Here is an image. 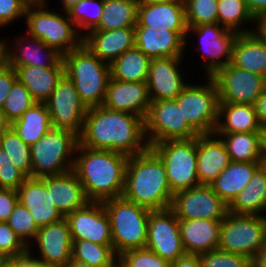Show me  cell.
Wrapping results in <instances>:
<instances>
[{
  "mask_svg": "<svg viewBox=\"0 0 266 267\" xmlns=\"http://www.w3.org/2000/svg\"><path fill=\"white\" fill-rule=\"evenodd\" d=\"M223 142L234 162H263L261 132L215 133ZM219 134V135H218Z\"/></svg>",
  "mask_w": 266,
  "mask_h": 267,
  "instance_id": "36",
  "label": "cell"
},
{
  "mask_svg": "<svg viewBox=\"0 0 266 267\" xmlns=\"http://www.w3.org/2000/svg\"><path fill=\"white\" fill-rule=\"evenodd\" d=\"M16 80L17 73L14 68L7 65L0 71V110L3 109L5 100Z\"/></svg>",
  "mask_w": 266,
  "mask_h": 267,
  "instance_id": "51",
  "label": "cell"
},
{
  "mask_svg": "<svg viewBox=\"0 0 266 267\" xmlns=\"http://www.w3.org/2000/svg\"><path fill=\"white\" fill-rule=\"evenodd\" d=\"M30 0H0V26L10 23L18 17H25Z\"/></svg>",
  "mask_w": 266,
  "mask_h": 267,
  "instance_id": "49",
  "label": "cell"
},
{
  "mask_svg": "<svg viewBox=\"0 0 266 267\" xmlns=\"http://www.w3.org/2000/svg\"><path fill=\"white\" fill-rule=\"evenodd\" d=\"M83 44L100 60L111 64L126 50L136 46L135 27L91 30L83 34Z\"/></svg>",
  "mask_w": 266,
  "mask_h": 267,
  "instance_id": "23",
  "label": "cell"
},
{
  "mask_svg": "<svg viewBox=\"0 0 266 267\" xmlns=\"http://www.w3.org/2000/svg\"><path fill=\"white\" fill-rule=\"evenodd\" d=\"M231 64L266 78V44L255 33H239L232 53Z\"/></svg>",
  "mask_w": 266,
  "mask_h": 267,
  "instance_id": "29",
  "label": "cell"
},
{
  "mask_svg": "<svg viewBox=\"0 0 266 267\" xmlns=\"http://www.w3.org/2000/svg\"><path fill=\"white\" fill-rule=\"evenodd\" d=\"M3 258H4V257L0 254V262L3 260Z\"/></svg>",
  "mask_w": 266,
  "mask_h": 267,
  "instance_id": "67",
  "label": "cell"
},
{
  "mask_svg": "<svg viewBox=\"0 0 266 267\" xmlns=\"http://www.w3.org/2000/svg\"><path fill=\"white\" fill-rule=\"evenodd\" d=\"M220 102L254 105L266 89V78L229 63L213 76Z\"/></svg>",
  "mask_w": 266,
  "mask_h": 267,
  "instance_id": "14",
  "label": "cell"
},
{
  "mask_svg": "<svg viewBox=\"0 0 266 267\" xmlns=\"http://www.w3.org/2000/svg\"><path fill=\"white\" fill-rule=\"evenodd\" d=\"M6 41L0 40V71L7 66V45Z\"/></svg>",
  "mask_w": 266,
  "mask_h": 267,
  "instance_id": "59",
  "label": "cell"
},
{
  "mask_svg": "<svg viewBox=\"0 0 266 267\" xmlns=\"http://www.w3.org/2000/svg\"><path fill=\"white\" fill-rule=\"evenodd\" d=\"M136 26L177 32L185 41L188 26L184 2L139 3Z\"/></svg>",
  "mask_w": 266,
  "mask_h": 267,
  "instance_id": "22",
  "label": "cell"
},
{
  "mask_svg": "<svg viewBox=\"0 0 266 267\" xmlns=\"http://www.w3.org/2000/svg\"><path fill=\"white\" fill-rule=\"evenodd\" d=\"M245 3L255 19L266 16V0H245Z\"/></svg>",
  "mask_w": 266,
  "mask_h": 267,
  "instance_id": "53",
  "label": "cell"
},
{
  "mask_svg": "<svg viewBox=\"0 0 266 267\" xmlns=\"http://www.w3.org/2000/svg\"><path fill=\"white\" fill-rule=\"evenodd\" d=\"M218 24L226 27L231 31L238 33H252L255 31L240 30L239 25L252 20L255 22V17L251 14L246 6L245 0H218ZM244 21V22H243Z\"/></svg>",
  "mask_w": 266,
  "mask_h": 267,
  "instance_id": "39",
  "label": "cell"
},
{
  "mask_svg": "<svg viewBox=\"0 0 266 267\" xmlns=\"http://www.w3.org/2000/svg\"><path fill=\"white\" fill-rule=\"evenodd\" d=\"M63 9H65V12H67L71 7H73L77 2L80 0H61Z\"/></svg>",
  "mask_w": 266,
  "mask_h": 267,
  "instance_id": "63",
  "label": "cell"
},
{
  "mask_svg": "<svg viewBox=\"0 0 266 267\" xmlns=\"http://www.w3.org/2000/svg\"><path fill=\"white\" fill-rule=\"evenodd\" d=\"M30 40L34 43L29 45H22L23 38L17 39L16 48L19 49L17 52L9 51L7 45V65L14 68L25 66H35V67H57L63 61V54H61L57 49L48 46L46 43L40 39L28 35ZM36 42V43H35ZM36 44V45H35ZM19 51V52H18ZM45 51V55L41 56V52ZM42 52V53H43ZM43 58H46V62Z\"/></svg>",
  "mask_w": 266,
  "mask_h": 267,
  "instance_id": "28",
  "label": "cell"
},
{
  "mask_svg": "<svg viewBox=\"0 0 266 267\" xmlns=\"http://www.w3.org/2000/svg\"><path fill=\"white\" fill-rule=\"evenodd\" d=\"M254 107L261 127H266V89L258 97L254 104Z\"/></svg>",
  "mask_w": 266,
  "mask_h": 267,
  "instance_id": "52",
  "label": "cell"
},
{
  "mask_svg": "<svg viewBox=\"0 0 266 267\" xmlns=\"http://www.w3.org/2000/svg\"><path fill=\"white\" fill-rule=\"evenodd\" d=\"M222 220L179 219L186 254L200 255L218 249Z\"/></svg>",
  "mask_w": 266,
  "mask_h": 267,
  "instance_id": "25",
  "label": "cell"
},
{
  "mask_svg": "<svg viewBox=\"0 0 266 267\" xmlns=\"http://www.w3.org/2000/svg\"><path fill=\"white\" fill-rule=\"evenodd\" d=\"M46 188L50 191L52 202L64 217L84 208L90 202L73 170L60 175L46 176Z\"/></svg>",
  "mask_w": 266,
  "mask_h": 267,
  "instance_id": "27",
  "label": "cell"
},
{
  "mask_svg": "<svg viewBox=\"0 0 266 267\" xmlns=\"http://www.w3.org/2000/svg\"><path fill=\"white\" fill-rule=\"evenodd\" d=\"M72 240H88L100 245H113L108 214L102 202H89L84 208L65 217Z\"/></svg>",
  "mask_w": 266,
  "mask_h": 267,
  "instance_id": "17",
  "label": "cell"
},
{
  "mask_svg": "<svg viewBox=\"0 0 266 267\" xmlns=\"http://www.w3.org/2000/svg\"><path fill=\"white\" fill-rule=\"evenodd\" d=\"M78 143L79 138L70 131L51 128L30 146L32 177L60 175L73 170L74 158L68 156L76 154Z\"/></svg>",
  "mask_w": 266,
  "mask_h": 267,
  "instance_id": "6",
  "label": "cell"
},
{
  "mask_svg": "<svg viewBox=\"0 0 266 267\" xmlns=\"http://www.w3.org/2000/svg\"><path fill=\"white\" fill-rule=\"evenodd\" d=\"M163 161L173 193L200 185L197 173V137L166 140L150 146Z\"/></svg>",
  "mask_w": 266,
  "mask_h": 267,
  "instance_id": "8",
  "label": "cell"
},
{
  "mask_svg": "<svg viewBox=\"0 0 266 267\" xmlns=\"http://www.w3.org/2000/svg\"><path fill=\"white\" fill-rule=\"evenodd\" d=\"M76 152L81 153L74 158L73 171L90 202H103L123 195L129 156L116 151L91 149L79 143Z\"/></svg>",
  "mask_w": 266,
  "mask_h": 267,
  "instance_id": "2",
  "label": "cell"
},
{
  "mask_svg": "<svg viewBox=\"0 0 266 267\" xmlns=\"http://www.w3.org/2000/svg\"><path fill=\"white\" fill-rule=\"evenodd\" d=\"M30 1H32V2L44 1L45 2V0H30Z\"/></svg>",
  "mask_w": 266,
  "mask_h": 267,
  "instance_id": "66",
  "label": "cell"
},
{
  "mask_svg": "<svg viewBox=\"0 0 266 267\" xmlns=\"http://www.w3.org/2000/svg\"><path fill=\"white\" fill-rule=\"evenodd\" d=\"M0 147L7 153L12 164L27 177H32L30 146L10 126L0 138Z\"/></svg>",
  "mask_w": 266,
  "mask_h": 267,
  "instance_id": "40",
  "label": "cell"
},
{
  "mask_svg": "<svg viewBox=\"0 0 266 267\" xmlns=\"http://www.w3.org/2000/svg\"><path fill=\"white\" fill-rule=\"evenodd\" d=\"M0 267H24V256L3 258Z\"/></svg>",
  "mask_w": 266,
  "mask_h": 267,
  "instance_id": "55",
  "label": "cell"
},
{
  "mask_svg": "<svg viewBox=\"0 0 266 267\" xmlns=\"http://www.w3.org/2000/svg\"><path fill=\"white\" fill-rule=\"evenodd\" d=\"M170 209L185 220H223L228 213V205L206 184L174 193Z\"/></svg>",
  "mask_w": 266,
  "mask_h": 267,
  "instance_id": "13",
  "label": "cell"
},
{
  "mask_svg": "<svg viewBox=\"0 0 266 267\" xmlns=\"http://www.w3.org/2000/svg\"><path fill=\"white\" fill-rule=\"evenodd\" d=\"M150 60L136 46L128 49L110 64L111 79L124 82H146Z\"/></svg>",
  "mask_w": 266,
  "mask_h": 267,
  "instance_id": "35",
  "label": "cell"
},
{
  "mask_svg": "<svg viewBox=\"0 0 266 267\" xmlns=\"http://www.w3.org/2000/svg\"><path fill=\"white\" fill-rule=\"evenodd\" d=\"M261 143L263 163L266 164V127H263L261 131Z\"/></svg>",
  "mask_w": 266,
  "mask_h": 267,
  "instance_id": "61",
  "label": "cell"
},
{
  "mask_svg": "<svg viewBox=\"0 0 266 267\" xmlns=\"http://www.w3.org/2000/svg\"><path fill=\"white\" fill-rule=\"evenodd\" d=\"M35 103L37 101L32 97L30 91L17 79L12 85L1 111L7 121L12 124Z\"/></svg>",
  "mask_w": 266,
  "mask_h": 267,
  "instance_id": "41",
  "label": "cell"
},
{
  "mask_svg": "<svg viewBox=\"0 0 266 267\" xmlns=\"http://www.w3.org/2000/svg\"><path fill=\"white\" fill-rule=\"evenodd\" d=\"M136 47L150 59L181 57L186 41L175 31L135 26Z\"/></svg>",
  "mask_w": 266,
  "mask_h": 267,
  "instance_id": "26",
  "label": "cell"
},
{
  "mask_svg": "<svg viewBox=\"0 0 266 267\" xmlns=\"http://www.w3.org/2000/svg\"><path fill=\"white\" fill-rule=\"evenodd\" d=\"M72 259L92 267H113L118 262L113 245H100L88 240H72Z\"/></svg>",
  "mask_w": 266,
  "mask_h": 267,
  "instance_id": "38",
  "label": "cell"
},
{
  "mask_svg": "<svg viewBox=\"0 0 266 267\" xmlns=\"http://www.w3.org/2000/svg\"><path fill=\"white\" fill-rule=\"evenodd\" d=\"M40 262L56 267H66L72 259V239L66 218L41 227L36 235Z\"/></svg>",
  "mask_w": 266,
  "mask_h": 267,
  "instance_id": "19",
  "label": "cell"
},
{
  "mask_svg": "<svg viewBox=\"0 0 266 267\" xmlns=\"http://www.w3.org/2000/svg\"><path fill=\"white\" fill-rule=\"evenodd\" d=\"M220 26V27H219ZM200 36L203 55L207 58L205 65L208 77H212L220 68L226 67L232 60L234 42L239 35L218 23L202 24L188 27ZM224 60H221L222 58Z\"/></svg>",
  "mask_w": 266,
  "mask_h": 267,
  "instance_id": "16",
  "label": "cell"
},
{
  "mask_svg": "<svg viewBox=\"0 0 266 267\" xmlns=\"http://www.w3.org/2000/svg\"><path fill=\"white\" fill-rule=\"evenodd\" d=\"M150 104L146 82H124L110 78L103 102L104 107L131 113L145 120Z\"/></svg>",
  "mask_w": 266,
  "mask_h": 267,
  "instance_id": "18",
  "label": "cell"
},
{
  "mask_svg": "<svg viewBox=\"0 0 266 267\" xmlns=\"http://www.w3.org/2000/svg\"><path fill=\"white\" fill-rule=\"evenodd\" d=\"M28 177L16 168L0 147V188L17 190Z\"/></svg>",
  "mask_w": 266,
  "mask_h": 267,
  "instance_id": "48",
  "label": "cell"
},
{
  "mask_svg": "<svg viewBox=\"0 0 266 267\" xmlns=\"http://www.w3.org/2000/svg\"><path fill=\"white\" fill-rule=\"evenodd\" d=\"M17 79L37 102H45L64 75L63 61L57 67L25 66L16 69Z\"/></svg>",
  "mask_w": 266,
  "mask_h": 267,
  "instance_id": "31",
  "label": "cell"
},
{
  "mask_svg": "<svg viewBox=\"0 0 266 267\" xmlns=\"http://www.w3.org/2000/svg\"><path fill=\"white\" fill-rule=\"evenodd\" d=\"M103 14L93 30L109 31L137 24L138 0H103Z\"/></svg>",
  "mask_w": 266,
  "mask_h": 267,
  "instance_id": "37",
  "label": "cell"
},
{
  "mask_svg": "<svg viewBox=\"0 0 266 267\" xmlns=\"http://www.w3.org/2000/svg\"><path fill=\"white\" fill-rule=\"evenodd\" d=\"M258 21V30L255 32L260 39L266 44V16L256 19Z\"/></svg>",
  "mask_w": 266,
  "mask_h": 267,
  "instance_id": "58",
  "label": "cell"
},
{
  "mask_svg": "<svg viewBox=\"0 0 266 267\" xmlns=\"http://www.w3.org/2000/svg\"><path fill=\"white\" fill-rule=\"evenodd\" d=\"M199 258L201 267H251L249 257L219 249L200 254Z\"/></svg>",
  "mask_w": 266,
  "mask_h": 267,
  "instance_id": "46",
  "label": "cell"
},
{
  "mask_svg": "<svg viewBox=\"0 0 266 267\" xmlns=\"http://www.w3.org/2000/svg\"><path fill=\"white\" fill-rule=\"evenodd\" d=\"M18 201L32 214L39 228L65 218L52 202L46 188V176L28 177L17 189Z\"/></svg>",
  "mask_w": 266,
  "mask_h": 267,
  "instance_id": "21",
  "label": "cell"
},
{
  "mask_svg": "<svg viewBox=\"0 0 266 267\" xmlns=\"http://www.w3.org/2000/svg\"><path fill=\"white\" fill-rule=\"evenodd\" d=\"M171 267H201L199 255L185 254L172 262Z\"/></svg>",
  "mask_w": 266,
  "mask_h": 267,
  "instance_id": "54",
  "label": "cell"
},
{
  "mask_svg": "<svg viewBox=\"0 0 266 267\" xmlns=\"http://www.w3.org/2000/svg\"><path fill=\"white\" fill-rule=\"evenodd\" d=\"M145 139L143 118L100 105L87 109L79 144L91 149L133 156L149 148Z\"/></svg>",
  "mask_w": 266,
  "mask_h": 267,
  "instance_id": "1",
  "label": "cell"
},
{
  "mask_svg": "<svg viewBox=\"0 0 266 267\" xmlns=\"http://www.w3.org/2000/svg\"><path fill=\"white\" fill-rule=\"evenodd\" d=\"M251 267H266V245L251 259Z\"/></svg>",
  "mask_w": 266,
  "mask_h": 267,
  "instance_id": "56",
  "label": "cell"
},
{
  "mask_svg": "<svg viewBox=\"0 0 266 267\" xmlns=\"http://www.w3.org/2000/svg\"><path fill=\"white\" fill-rule=\"evenodd\" d=\"M221 116L225 117L224 122ZM219 121L214 133L261 132L254 105L219 103Z\"/></svg>",
  "mask_w": 266,
  "mask_h": 267,
  "instance_id": "33",
  "label": "cell"
},
{
  "mask_svg": "<svg viewBox=\"0 0 266 267\" xmlns=\"http://www.w3.org/2000/svg\"><path fill=\"white\" fill-rule=\"evenodd\" d=\"M18 202L17 190L0 188V222H6Z\"/></svg>",
  "mask_w": 266,
  "mask_h": 267,
  "instance_id": "50",
  "label": "cell"
},
{
  "mask_svg": "<svg viewBox=\"0 0 266 267\" xmlns=\"http://www.w3.org/2000/svg\"><path fill=\"white\" fill-rule=\"evenodd\" d=\"M145 248L170 263L186 254L181 239L179 219L170 208L150 212Z\"/></svg>",
  "mask_w": 266,
  "mask_h": 267,
  "instance_id": "15",
  "label": "cell"
},
{
  "mask_svg": "<svg viewBox=\"0 0 266 267\" xmlns=\"http://www.w3.org/2000/svg\"><path fill=\"white\" fill-rule=\"evenodd\" d=\"M214 135L197 136V173L200 184L210 185L232 162L223 140L213 138Z\"/></svg>",
  "mask_w": 266,
  "mask_h": 267,
  "instance_id": "24",
  "label": "cell"
},
{
  "mask_svg": "<svg viewBox=\"0 0 266 267\" xmlns=\"http://www.w3.org/2000/svg\"><path fill=\"white\" fill-rule=\"evenodd\" d=\"M11 124L7 121L5 115L0 110V138L8 130Z\"/></svg>",
  "mask_w": 266,
  "mask_h": 267,
  "instance_id": "60",
  "label": "cell"
},
{
  "mask_svg": "<svg viewBox=\"0 0 266 267\" xmlns=\"http://www.w3.org/2000/svg\"><path fill=\"white\" fill-rule=\"evenodd\" d=\"M188 27L218 23V0H184Z\"/></svg>",
  "mask_w": 266,
  "mask_h": 267,
  "instance_id": "43",
  "label": "cell"
},
{
  "mask_svg": "<svg viewBox=\"0 0 266 267\" xmlns=\"http://www.w3.org/2000/svg\"><path fill=\"white\" fill-rule=\"evenodd\" d=\"M123 267H171V263L147 248L133 249L118 256Z\"/></svg>",
  "mask_w": 266,
  "mask_h": 267,
  "instance_id": "45",
  "label": "cell"
},
{
  "mask_svg": "<svg viewBox=\"0 0 266 267\" xmlns=\"http://www.w3.org/2000/svg\"><path fill=\"white\" fill-rule=\"evenodd\" d=\"M266 245V216L228 212L222 220L218 249L252 259Z\"/></svg>",
  "mask_w": 266,
  "mask_h": 267,
  "instance_id": "9",
  "label": "cell"
},
{
  "mask_svg": "<svg viewBox=\"0 0 266 267\" xmlns=\"http://www.w3.org/2000/svg\"><path fill=\"white\" fill-rule=\"evenodd\" d=\"M173 194L165 165L150 147L129 156L122 195L125 199L152 211L165 210L170 208Z\"/></svg>",
  "mask_w": 266,
  "mask_h": 267,
  "instance_id": "3",
  "label": "cell"
},
{
  "mask_svg": "<svg viewBox=\"0 0 266 267\" xmlns=\"http://www.w3.org/2000/svg\"><path fill=\"white\" fill-rule=\"evenodd\" d=\"M139 3L184 2V0H138Z\"/></svg>",
  "mask_w": 266,
  "mask_h": 267,
  "instance_id": "64",
  "label": "cell"
},
{
  "mask_svg": "<svg viewBox=\"0 0 266 267\" xmlns=\"http://www.w3.org/2000/svg\"><path fill=\"white\" fill-rule=\"evenodd\" d=\"M266 210V164L254 172L250 182L228 206V212L246 215H261Z\"/></svg>",
  "mask_w": 266,
  "mask_h": 267,
  "instance_id": "32",
  "label": "cell"
},
{
  "mask_svg": "<svg viewBox=\"0 0 266 267\" xmlns=\"http://www.w3.org/2000/svg\"><path fill=\"white\" fill-rule=\"evenodd\" d=\"M144 124L149 147L166 140L191 139L198 136L183 117L176 99L151 101Z\"/></svg>",
  "mask_w": 266,
  "mask_h": 267,
  "instance_id": "11",
  "label": "cell"
},
{
  "mask_svg": "<svg viewBox=\"0 0 266 267\" xmlns=\"http://www.w3.org/2000/svg\"><path fill=\"white\" fill-rule=\"evenodd\" d=\"M182 57L150 60L147 85L151 101L176 99L188 85L184 84L178 68Z\"/></svg>",
  "mask_w": 266,
  "mask_h": 267,
  "instance_id": "20",
  "label": "cell"
},
{
  "mask_svg": "<svg viewBox=\"0 0 266 267\" xmlns=\"http://www.w3.org/2000/svg\"><path fill=\"white\" fill-rule=\"evenodd\" d=\"M103 8V0H80L67 11V14L76 27L91 31L99 24ZM90 11L92 13H89Z\"/></svg>",
  "mask_w": 266,
  "mask_h": 267,
  "instance_id": "42",
  "label": "cell"
},
{
  "mask_svg": "<svg viewBox=\"0 0 266 267\" xmlns=\"http://www.w3.org/2000/svg\"><path fill=\"white\" fill-rule=\"evenodd\" d=\"M0 254L4 258L28 254V246L22 242L6 222H0Z\"/></svg>",
  "mask_w": 266,
  "mask_h": 267,
  "instance_id": "47",
  "label": "cell"
},
{
  "mask_svg": "<svg viewBox=\"0 0 266 267\" xmlns=\"http://www.w3.org/2000/svg\"><path fill=\"white\" fill-rule=\"evenodd\" d=\"M66 267H92V266H90L85 262L71 259V261L66 265Z\"/></svg>",
  "mask_w": 266,
  "mask_h": 267,
  "instance_id": "62",
  "label": "cell"
},
{
  "mask_svg": "<svg viewBox=\"0 0 266 267\" xmlns=\"http://www.w3.org/2000/svg\"><path fill=\"white\" fill-rule=\"evenodd\" d=\"M262 163L232 161L210 185L229 206L241 190L250 182L255 170Z\"/></svg>",
  "mask_w": 266,
  "mask_h": 267,
  "instance_id": "30",
  "label": "cell"
},
{
  "mask_svg": "<svg viewBox=\"0 0 266 267\" xmlns=\"http://www.w3.org/2000/svg\"><path fill=\"white\" fill-rule=\"evenodd\" d=\"M6 223L26 246L30 244L28 243L30 238H36L37 232L40 229L30 211L19 201L15 205L13 212ZM27 238L29 241H27Z\"/></svg>",
  "mask_w": 266,
  "mask_h": 267,
  "instance_id": "44",
  "label": "cell"
},
{
  "mask_svg": "<svg viewBox=\"0 0 266 267\" xmlns=\"http://www.w3.org/2000/svg\"><path fill=\"white\" fill-rule=\"evenodd\" d=\"M208 84H188L176 100L188 125L198 134L214 133L219 122V93L212 77Z\"/></svg>",
  "mask_w": 266,
  "mask_h": 267,
  "instance_id": "10",
  "label": "cell"
},
{
  "mask_svg": "<svg viewBox=\"0 0 266 267\" xmlns=\"http://www.w3.org/2000/svg\"><path fill=\"white\" fill-rule=\"evenodd\" d=\"M24 267H56V266L48 265L34 259V257H32L30 254V245H29L28 254L24 256Z\"/></svg>",
  "mask_w": 266,
  "mask_h": 267,
  "instance_id": "57",
  "label": "cell"
},
{
  "mask_svg": "<svg viewBox=\"0 0 266 267\" xmlns=\"http://www.w3.org/2000/svg\"><path fill=\"white\" fill-rule=\"evenodd\" d=\"M46 1L31 2L26 9L27 31L61 54L68 53L83 44V35L77 34L75 24L58 13L44 10ZM37 7V8H36ZM79 36V37H78Z\"/></svg>",
  "mask_w": 266,
  "mask_h": 267,
  "instance_id": "7",
  "label": "cell"
},
{
  "mask_svg": "<svg viewBox=\"0 0 266 267\" xmlns=\"http://www.w3.org/2000/svg\"><path fill=\"white\" fill-rule=\"evenodd\" d=\"M11 127L27 145H33L52 128L45 102L35 103Z\"/></svg>",
  "mask_w": 266,
  "mask_h": 267,
  "instance_id": "34",
  "label": "cell"
},
{
  "mask_svg": "<svg viewBox=\"0 0 266 267\" xmlns=\"http://www.w3.org/2000/svg\"><path fill=\"white\" fill-rule=\"evenodd\" d=\"M45 104L52 128L70 131L80 137L87 108L81 102L73 82L65 74L58 81Z\"/></svg>",
  "mask_w": 266,
  "mask_h": 267,
  "instance_id": "12",
  "label": "cell"
},
{
  "mask_svg": "<svg viewBox=\"0 0 266 267\" xmlns=\"http://www.w3.org/2000/svg\"><path fill=\"white\" fill-rule=\"evenodd\" d=\"M64 74L73 82L86 108L103 105L111 78L110 64L100 60L84 44L63 55Z\"/></svg>",
  "mask_w": 266,
  "mask_h": 267,
  "instance_id": "4",
  "label": "cell"
},
{
  "mask_svg": "<svg viewBox=\"0 0 266 267\" xmlns=\"http://www.w3.org/2000/svg\"><path fill=\"white\" fill-rule=\"evenodd\" d=\"M111 226L113 249L117 256L133 249L145 248L147 226L152 210L123 196L103 201Z\"/></svg>",
  "mask_w": 266,
  "mask_h": 267,
  "instance_id": "5",
  "label": "cell"
},
{
  "mask_svg": "<svg viewBox=\"0 0 266 267\" xmlns=\"http://www.w3.org/2000/svg\"><path fill=\"white\" fill-rule=\"evenodd\" d=\"M113 267H123L119 262H117Z\"/></svg>",
  "mask_w": 266,
  "mask_h": 267,
  "instance_id": "65",
  "label": "cell"
}]
</instances>
